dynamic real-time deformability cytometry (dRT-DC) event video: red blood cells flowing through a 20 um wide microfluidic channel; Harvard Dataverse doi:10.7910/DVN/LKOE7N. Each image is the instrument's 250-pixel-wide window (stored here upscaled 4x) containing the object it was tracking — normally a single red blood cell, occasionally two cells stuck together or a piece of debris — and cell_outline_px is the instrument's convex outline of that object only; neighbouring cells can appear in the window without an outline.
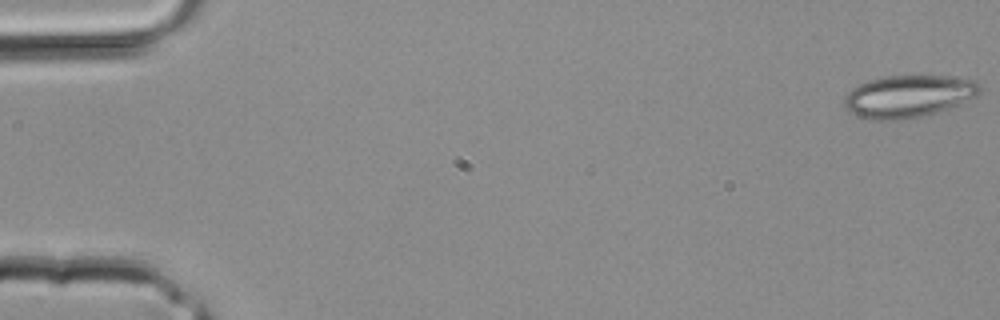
{"species": "common noctule bat (a hibernating species)", "species_latin": "Nyctalus noctula", "temperature_condition": "room temperature", "stored_images_in_passage": 4, "camera_frame_rate_fps": 3000, "um_per_image_px": 0.085, "animal": {"sex": "male", "body_mass_g": 20.4}, "frame": {"image": 1, "passage_image": 1, "time_ms": 0.0, "image_size_px": [1000, 320], "cell_outline_px": [[984, 88], [976, 96], [936, 112], [924, 116], [900, 120], [872, 120], [848, 112], [844, 104], [844, 100], [848, 92], [852, 88], [868, 80], [884, 76], [944, 76], [972, 80], [980, 84]], "centroid_in_image_um": [77.18, 8.19], "position_along_channel_um": 7.8, "area_um2": 33.18}}